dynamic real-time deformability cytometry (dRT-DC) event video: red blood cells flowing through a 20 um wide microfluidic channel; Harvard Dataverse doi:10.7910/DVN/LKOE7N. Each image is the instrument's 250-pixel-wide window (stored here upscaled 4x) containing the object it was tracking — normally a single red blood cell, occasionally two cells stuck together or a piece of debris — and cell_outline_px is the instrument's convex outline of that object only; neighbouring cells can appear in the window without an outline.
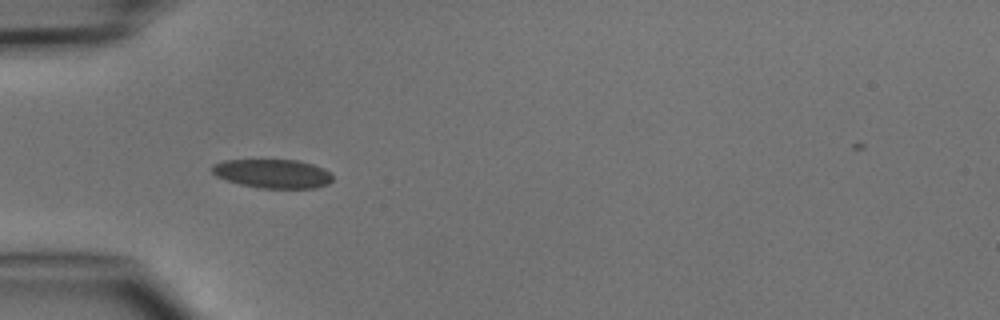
{"species": "common noctule bat (a hibernating species)", "species_latin": "Nyctalus noctula", "temperature_condition": "cold", "stored_images_in_passage": 5, "camera_frame_rate_fps": 3000, "um_per_image_px": 0.085, "animal": {"sex": "male", "body_mass_g": 15.6}, "frame": {"image": 1, "passage_image": 4, "time_ms": 4.333, "image_size_px": [1000, 320], "cell_outline_px": [[332, 180], [328, 184], [316, 188], [260, 188], [240, 184], [216, 176], [208, 168], [212, 164], [224, 160], [296, 160], [312, 164], [324, 168], [332, 176]], "centroid_in_image_um": [23.15, 14.75], "position_along_channel_um": 61.9, "area_um2": 20.35}}